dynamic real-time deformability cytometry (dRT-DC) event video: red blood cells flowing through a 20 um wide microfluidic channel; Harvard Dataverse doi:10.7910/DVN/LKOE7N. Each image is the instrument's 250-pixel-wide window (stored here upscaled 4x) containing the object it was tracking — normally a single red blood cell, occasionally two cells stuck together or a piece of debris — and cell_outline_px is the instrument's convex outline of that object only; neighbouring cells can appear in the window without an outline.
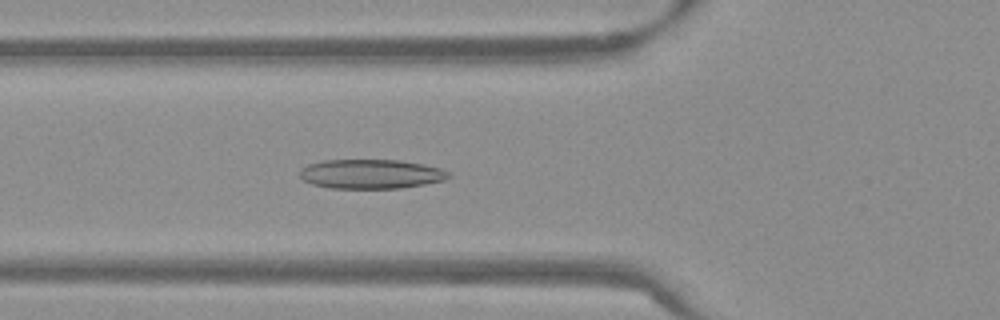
{"species": "Egyptian fruit bat (a non-hibernating species)", "species_latin": "Rousettus aegyptiacus", "temperature_condition": "warm", "stored_images_in_passage": 53, "camera_frame_rate_fps": 3000, "um_per_image_px": 0.085, "frame": {"image": 1, "passage_image": 19, "time_ms": 6.0, "image_size_px": [1000, 320], "cell_outline_px": [[452, 176], [444, 180], [424, 184], [400, 188], [332, 188], [312, 184], [304, 180], [300, 176], [300, 168], [308, 164], [324, 160], [400, 160], [424, 164], [440, 168], [448, 172]], "centroid_in_image_um": [31.53, 14.78], "position_along_channel_um": 94.3, "area_um2": 25.43}}
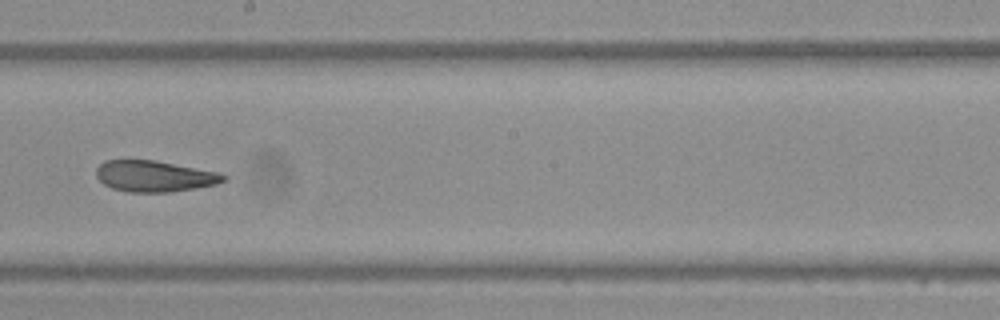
{"frame": {"image": 2, "passage_image": 30, "time_ms": 9.667, "image_size_px": [1000, 320], "cell_outline_px": [[228, 180], [216, 184], [168, 192], [128, 192], [112, 188], [104, 184], [96, 176], [96, 168], [104, 160], [156, 160], [220, 172], [228, 176]], "centroid_in_image_um": [13.15, 14.96], "position_along_channel_um": 235.1, "area_um2": 23.18}}
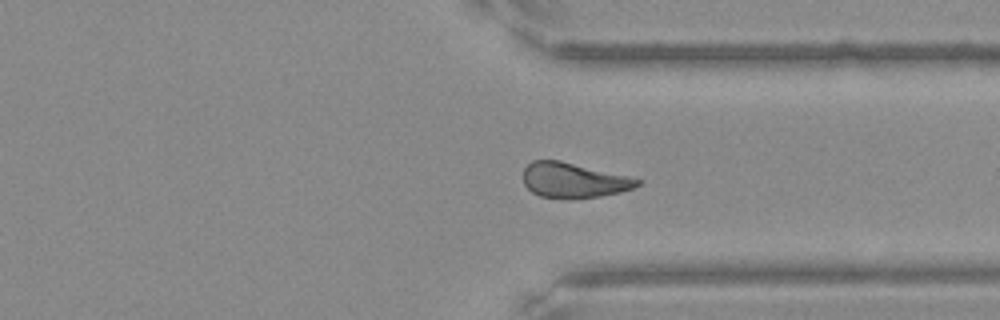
{"frame": {"image": 3, "passage_image": 40, "time_ms": 13.0, "image_size_px": [1000, 320], "cell_outline_px": [[640, 184], [632, 188], [620, 192], [600, 196], [568, 200], [540, 196], [532, 192], [524, 184], [524, 168], [532, 160], [560, 160], [632, 176], [640, 180]], "centroid_in_image_um": [48.77, 15.32], "position_along_channel_um": 362.6, "area_um2": 23.64}, "authors_computed_cell_mechanics": {"area_um2": 24.5072, "velocity_mm_per_s": 3.8256, "shape_relaxation_time_tau1_ms": null, "shape_relaxation_time_tau2_ms": 3.0178, "deformation_change_tau1": null, "deformation_change_tau2": 0.1123}}